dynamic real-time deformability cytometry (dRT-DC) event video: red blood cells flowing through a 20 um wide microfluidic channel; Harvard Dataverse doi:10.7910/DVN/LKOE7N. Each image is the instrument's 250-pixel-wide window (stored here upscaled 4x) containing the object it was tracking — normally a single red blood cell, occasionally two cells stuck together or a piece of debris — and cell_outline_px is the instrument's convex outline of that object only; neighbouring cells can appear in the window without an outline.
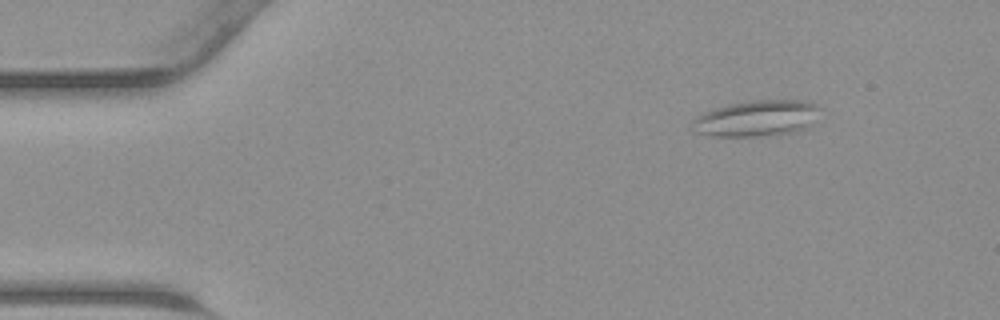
{"species": "common noctule bat (a hibernating species)", "species_latin": "Nyctalus noctula", "temperature_condition": "warm", "stored_images_in_passage": 46, "segment_of_instrument_passage": [1, 2], "camera_frame_rate_fps": 3000, "um_per_image_px": 0.085, "animal": {"sex": "male", "body_mass_g": 23.1, "forearm_length_mm": 52.7}, "frame": {"image": 1, "passage_image": 6, "time_ms": 1.667, "image_size_px": [1000, 320], "cell_outline_px": [[820, 108], [808, 124], [804, 128], [792, 132], [776, 136], [712, 136], [692, 132], [692, 120], [704, 112], [728, 104], [752, 100], [804, 100], [820, 104]], "centroid_in_image_um": [64.27, 10.06], "position_along_channel_um": 20.7, "area_um2": 26.88}}
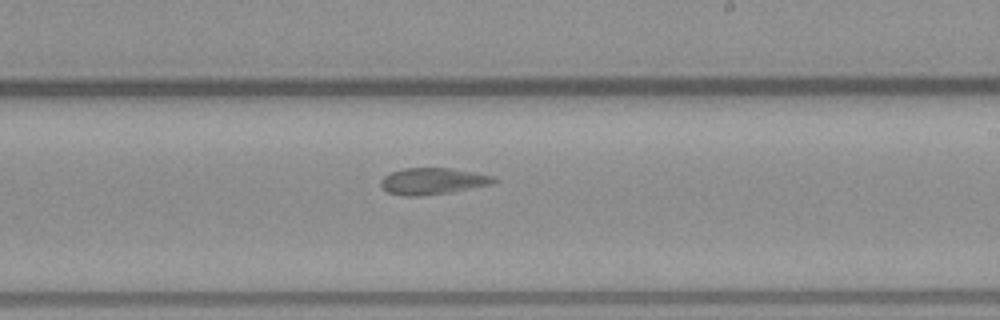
{"frame": {"image": 2, "passage_image": 27, "time_ms": 8.667, "image_size_px": [1000, 320], "cell_outline_px": [[496, 180], [492, 184], [452, 192], [420, 196], [404, 196], [388, 192], [380, 184], [380, 180], [388, 172], [404, 168], [448, 168], [476, 172], [492, 176]], "centroid_in_image_um": [36.75, 15.39], "position_along_channel_um": 252.3, "area_um2": 17.51}}
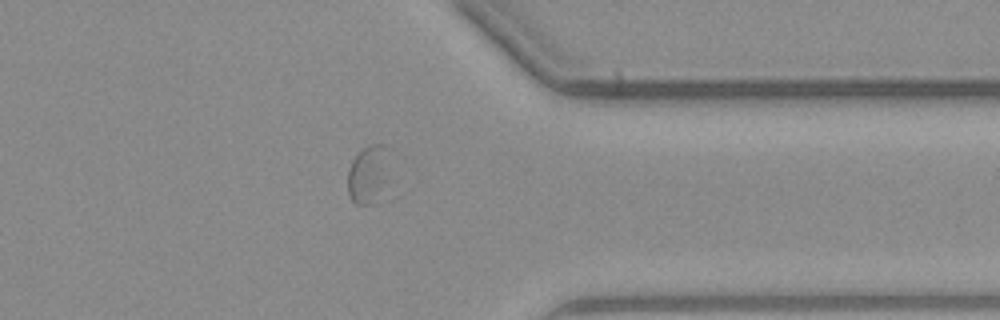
{"frame": {"image": 3, "passage_image": 36, "time_ms": 11.667, "image_size_px": [1000, 320], "cell_outline_px": [[388, 180], [372, 204], [356, 204], [352, 200], [348, 192], [348, 168], [352, 160], [364, 148], [372, 144], [384, 144]], "centroid_in_image_um": [31.25, 14.84], "position_along_channel_um": 380.1, "area_um2": 13.58}}